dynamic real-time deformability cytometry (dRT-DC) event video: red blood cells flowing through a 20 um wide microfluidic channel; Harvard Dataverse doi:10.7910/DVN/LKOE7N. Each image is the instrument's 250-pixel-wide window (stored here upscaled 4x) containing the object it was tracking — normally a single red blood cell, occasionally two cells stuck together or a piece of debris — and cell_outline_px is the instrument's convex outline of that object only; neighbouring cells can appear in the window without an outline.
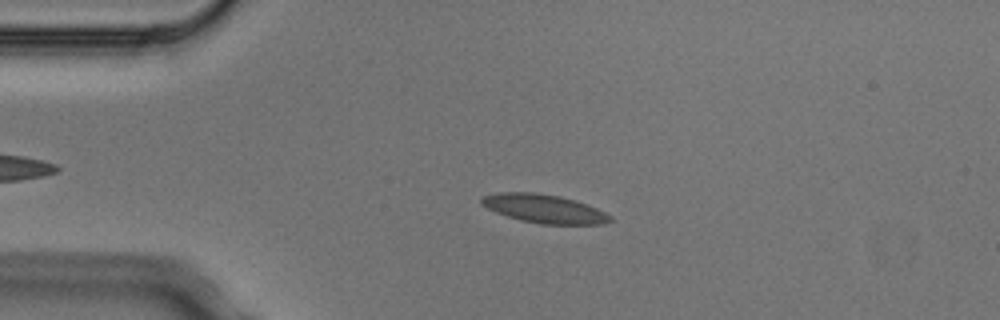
{"species": "Egyptian fruit bat (a non-hibernating species)", "species_latin": "Rousettus aegyptiacus", "temperature_condition": "cold", "stored_images_in_passage": 4, "camera_frame_rate_fps": 3000, "um_per_image_px": 0.085, "animal": {"sex": "male"}, "frame": {"image": 1, "passage_image": 3, "time_ms": 0.667, "image_size_px": [1000, 320], "cell_outline_px": [[612, 220], [600, 224], [540, 224], [520, 220], [496, 212], [480, 204], [480, 200], [484, 196], [496, 192], [536, 192], [560, 196], [576, 200], [588, 204], [612, 216]], "centroid_in_image_um": [46.24, 17.73], "position_along_channel_um": 38.8, "area_um2": 21.44}}